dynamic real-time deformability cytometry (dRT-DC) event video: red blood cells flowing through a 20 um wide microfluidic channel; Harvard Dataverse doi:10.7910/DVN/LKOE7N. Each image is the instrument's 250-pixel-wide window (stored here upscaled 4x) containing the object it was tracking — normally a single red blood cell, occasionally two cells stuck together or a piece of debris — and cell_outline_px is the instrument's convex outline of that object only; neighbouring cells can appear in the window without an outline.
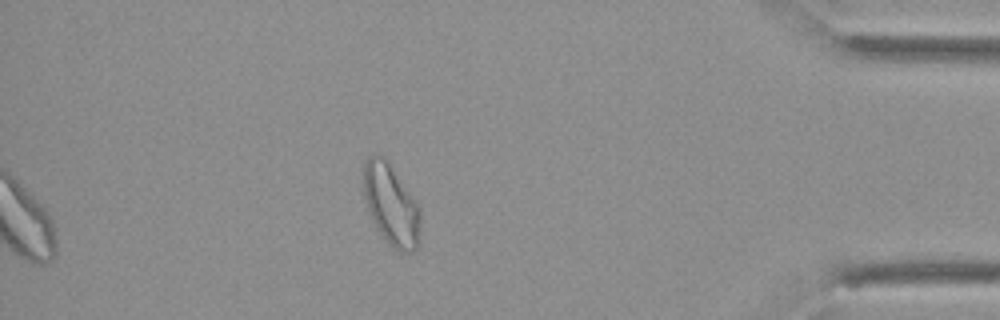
{"species": "Egyptian fruit bat (a non-hibernating species)", "species_latin": "Rousettus aegyptiacus", "temperature_condition": "cold", "stored_images_in_passage": 40, "segment_of_instrument_passage": [2, 2], "camera_frame_rate_fps": 3000, "um_per_image_px": 0.085, "animal": {"sex": "female"}, "frame": {"image": 1, "passage_image": 40, "time_ms": 13.0, "image_size_px": [1000, 320], "cell_outline_px": [[420, 240], [416, 248], [412, 252], [400, 252], [392, 248], [388, 244], [372, 220], [364, 196], [364, 160], [368, 156], [380, 156], [388, 164], [416, 204], [420, 216]], "centroid_in_image_um": [33.23, 17.5], "position_along_channel_um": 402.0, "area_um2": 25.89}}